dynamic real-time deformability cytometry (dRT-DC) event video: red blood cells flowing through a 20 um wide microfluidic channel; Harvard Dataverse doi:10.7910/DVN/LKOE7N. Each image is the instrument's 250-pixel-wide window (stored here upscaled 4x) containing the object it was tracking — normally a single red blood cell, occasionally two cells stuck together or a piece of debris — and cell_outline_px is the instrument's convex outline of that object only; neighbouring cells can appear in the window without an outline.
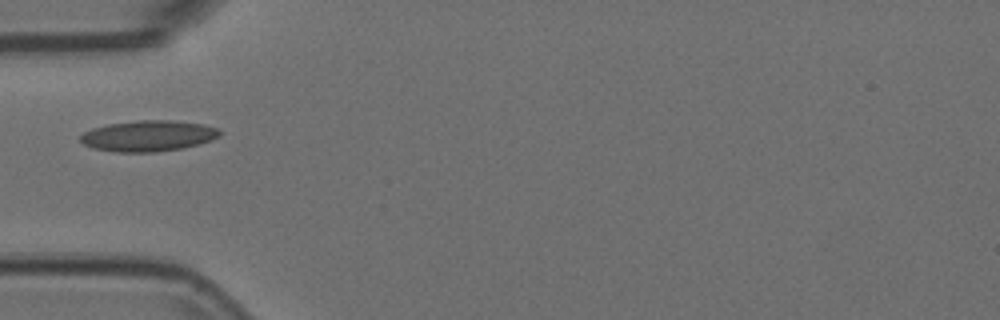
{"species": "Egyptian fruit bat (a non-hibernating species)", "species_latin": "Rousettus aegyptiacus", "temperature_condition": "room temperature", "stored_images_in_passage": 30, "camera_frame_rate_fps": 3000, "um_per_image_px": 0.085, "animal": {"sex": "female"}, "frame": {"image": 1, "passage_image": 1, "time_ms": 0.0, "image_size_px": [1000, 320], "cell_outline_px": [[220, 136], [212, 140], [200, 144], [184, 148], [156, 152], [116, 152], [92, 148], [84, 144], [80, 140], [80, 136], [84, 132], [92, 128], [108, 124], [140, 120], [172, 120], [204, 124], [216, 128], [220, 132]], "centroid_in_image_um": [12.61, 11.55], "position_along_channel_um": 72.4, "area_um2": 25.2}}
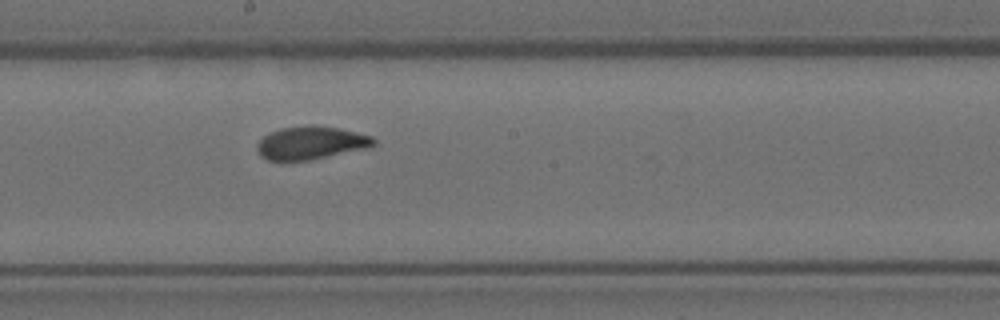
{"frame": {"image": 2, "passage_image": 13, "time_ms": 4.0, "image_size_px": [1000, 320], "cell_outline_px": [[376, 144], [372, 148], [308, 160], [268, 160], [260, 156], [256, 148], [256, 144], [264, 136], [280, 128], [308, 124], [316, 124], [340, 128], [372, 136], [376, 140]], "centroid_in_image_um": [26.48, 12.13], "position_along_channel_um": 221.7, "area_um2": 22.83}}
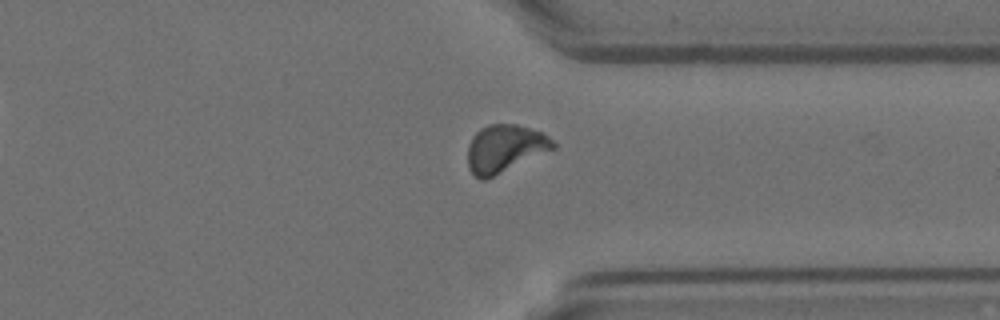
{"frame": {"image": 3, "passage_image": 25, "time_ms": 8.0, "image_size_px": [1000, 320], "cell_outline_px": [[556, 148], [484, 180], [480, 180], [468, 168], [468, 144], [472, 136], [480, 128], [488, 124], [516, 124], [540, 132], [548, 136], [556, 144]], "centroid_in_image_um": [42.89, 12.62], "position_along_channel_um": 368.5, "area_um2": 23.52}}